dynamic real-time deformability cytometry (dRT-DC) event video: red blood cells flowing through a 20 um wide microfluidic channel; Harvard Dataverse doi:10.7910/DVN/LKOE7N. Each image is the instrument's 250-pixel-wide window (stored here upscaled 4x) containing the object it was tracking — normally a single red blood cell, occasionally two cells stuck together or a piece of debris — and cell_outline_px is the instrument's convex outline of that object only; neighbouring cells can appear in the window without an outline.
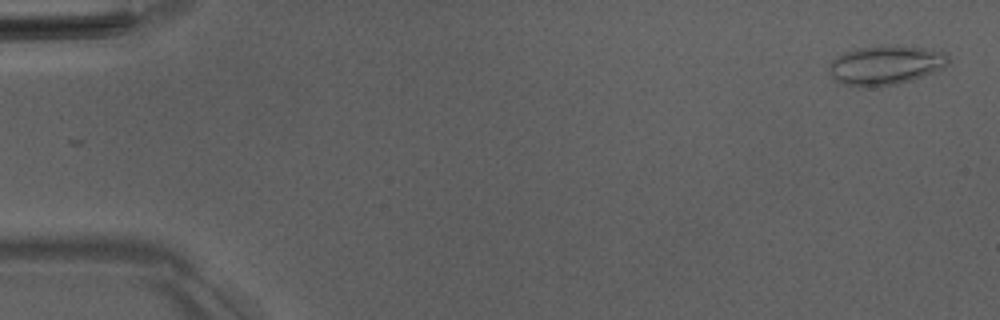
{"species": "Egyptian fruit bat (a non-hibernating species)", "species_latin": "Rousettus aegyptiacus", "temperature_condition": "room temperature", "stored_images_in_passage": 52, "camera_frame_rate_fps": 3000, "um_per_image_px": 0.085, "animal": {"sex": "male"}, "frame": {"image": 1, "passage_image": 2, "time_ms": 0.333, "image_size_px": [1000, 320], "cell_outline_px": [[948, 64], [932, 72], [912, 80], [880, 88], [860, 88], [844, 84], [836, 80], [832, 76], [828, 68], [828, 64], [836, 56], [844, 52], [860, 48], [896, 44], [924, 48], [944, 52], [948, 56]], "centroid_in_image_um": [75.23, 5.55], "position_along_channel_um": 9.8, "area_um2": 27.57}}
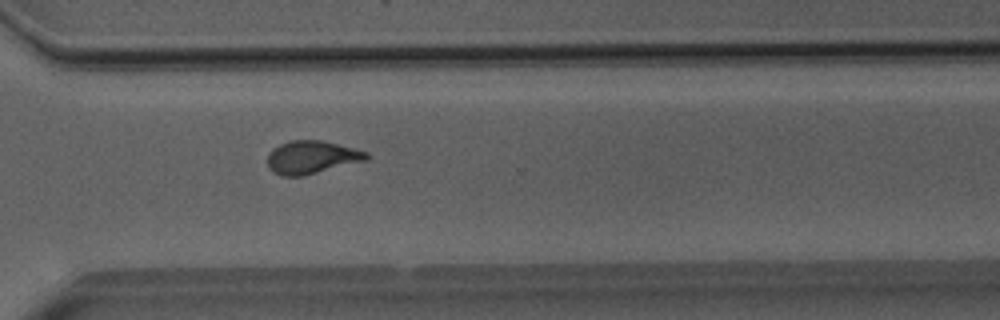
{"frame": {"image": 2, "passage_image": 38, "time_ms": 12.333, "image_size_px": [1000, 320], "cell_outline_px": [[368, 160], [300, 176], [280, 176], [272, 172], [268, 168], [268, 152], [272, 148], [280, 144], [292, 140], [320, 140], [368, 152]], "centroid_in_image_um": [26.44, 13.37], "position_along_channel_um": 344.2, "area_um2": 18.9}}
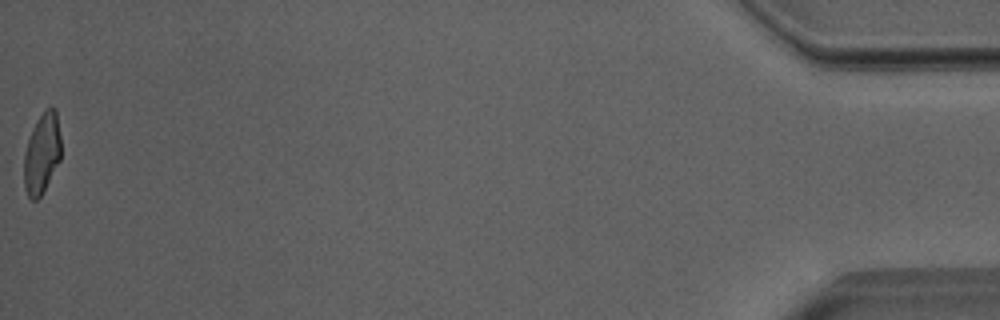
{"frame": {"image": 3, "passage_image": 52, "time_ms": 17.0, "image_size_px": [1000, 320], "cell_outline_px": [[60, 160], [40, 196], [36, 200], [32, 200], [28, 196], [24, 184], [24, 152], [32, 128], [44, 108], [56, 108], [60, 136]], "centroid_in_image_um": [3.55, 13.0], "position_along_channel_um": 431.6, "area_um2": 17.22}, "authors_computed_cell_mechanics": {"area_um2": 18.9873, "velocity_mm_per_s": 4.0069, "shape_relaxation_time_tau1_ms": 5.0782, "shape_relaxation_time_tau2_ms": 1.4892, "deformation_change_tau1": 0.1889, "deformation_change_tau2": 0.0987}}